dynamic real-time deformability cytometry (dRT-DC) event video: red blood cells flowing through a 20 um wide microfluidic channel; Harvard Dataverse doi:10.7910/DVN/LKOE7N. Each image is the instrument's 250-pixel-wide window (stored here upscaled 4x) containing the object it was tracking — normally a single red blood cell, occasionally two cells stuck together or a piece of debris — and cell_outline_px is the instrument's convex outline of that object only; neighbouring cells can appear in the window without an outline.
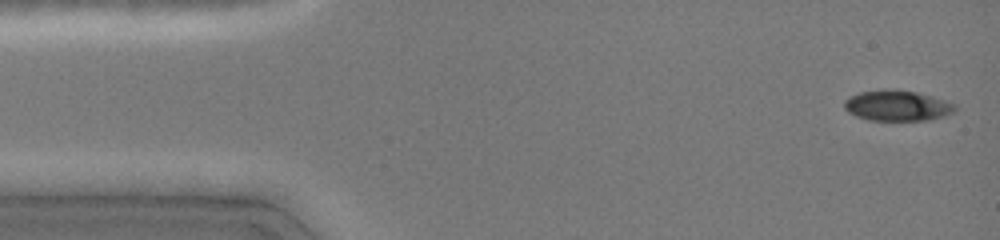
{"species": "common noctule bat (a hibernating species)", "species_latin": "Nyctalus noctula", "temperature_condition": "cold", "stored_images_in_passage": 14, "camera_frame_rate_fps": 3000, "um_per_image_px": 0.085, "animal": {"sex": "female", "body_mass_g": 19.0, "forearm_length_mm": 51.5}, "frame": {"image": 1, "passage_image": 1, "time_ms": 0.0, "image_size_px": [1000, 240], "cell_outline_px": [[956, 108], [952, 112], [944, 116], [928, 120], [868, 120], [856, 116], [848, 112], [844, 108], [844, 100], [848, 96], [860, 92], [884, 88], [896, 88], [916, 92], [932, 96], [956, 104]], "centroid_in_image_um": [76.22, 8.96], "position_along_channel_um": 8.8, "area_um2": 20.0}}
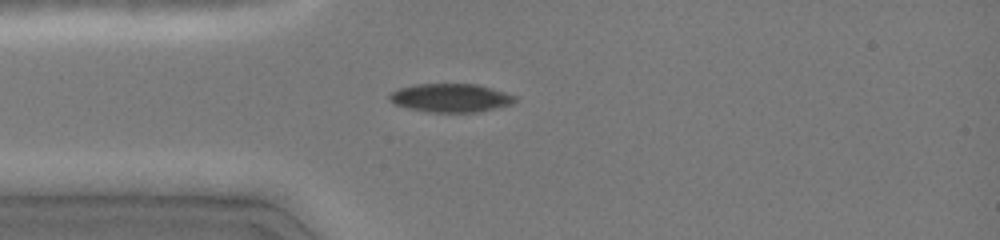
{"frame": {"image": 2, "passage_image": 8, "time_ms": 3.333, "image_size_px": [1000, 240], "cell_outline_px": [[516, 100], [512, 104], [476, 112], [428, 112], [408, 108], [396, 104], [388, 100], [388, 96], [392, 92], [400, 88], [416, 84], [476, 84], [504, 92], [516, 96]], "centroid_in_image_um": [38.29, 8.32], "position_along_channel_um": 46.7, "area_um2": 20.63}}
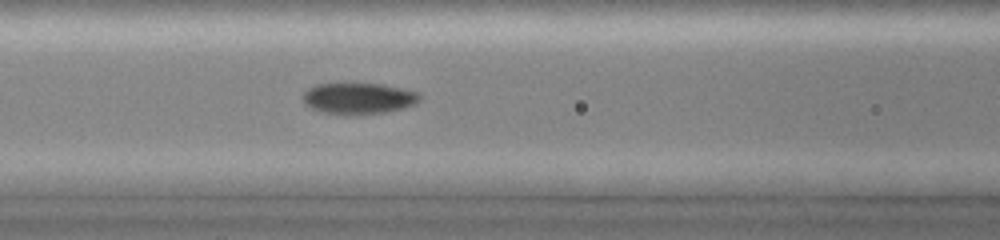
{"frame": {"image": 3, "passage_image": 14, "time_ms": 5.667, "image_size_px": [1000, 240], "cell_outline_px": [[420, 100], [416, 104], [404, 108], [388, 112], [352, 116], [348, 116], [324, 112], [312, 108], [304, 104], [300, 96], [308, 88], [316, 84], [384, 84], [420, 92]], "centroid_in_image_um": [30.48, 8.38], "position_along_channel_um": 136.1, "area_um2": 21.73}}